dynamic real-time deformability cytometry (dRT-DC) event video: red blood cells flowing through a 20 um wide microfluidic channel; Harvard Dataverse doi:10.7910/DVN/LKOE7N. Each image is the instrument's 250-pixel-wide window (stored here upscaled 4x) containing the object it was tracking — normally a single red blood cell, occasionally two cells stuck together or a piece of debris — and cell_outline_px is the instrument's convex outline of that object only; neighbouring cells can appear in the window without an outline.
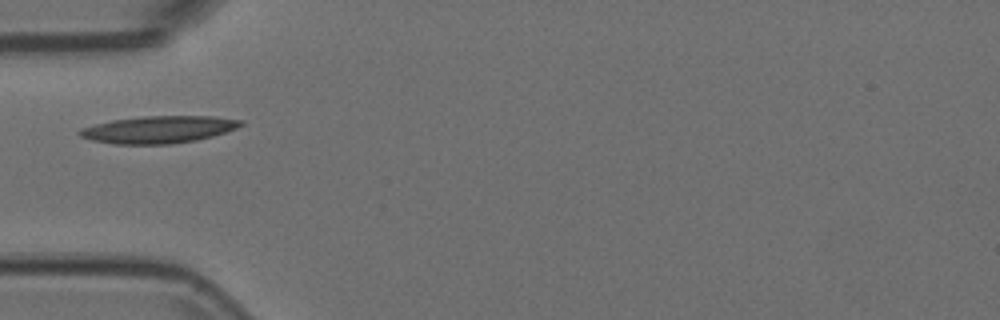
{"species": "Egyptian fruit bat (a non-hibernating species)", "species_latin": "Rousettus aegyptiacus", "temperature_condition": "room temperature", "stored_images_in_passage": 36, "camera_frame_rate_fps": 3000, "um_per_image_px": 0.085, "animal": {"sex": "female"}, "frame": {"image": 1, "passage_image": 1, "time_ms": 0.0, "image_size_px": [1000, 320], "cell_outline_px": [[244, 124], [236, 128], [212, 136], [196, 140], [172, 144], [112, 144], [92, 140], [80, 136], [76, 132], [80, 128], [112, 120], [144, 116], [212, 116], [244, 120]], "centroid_in_image_um": [13.47, 11.01], "position_along_channel_um": 71.5, "area_um2": 25.55}}
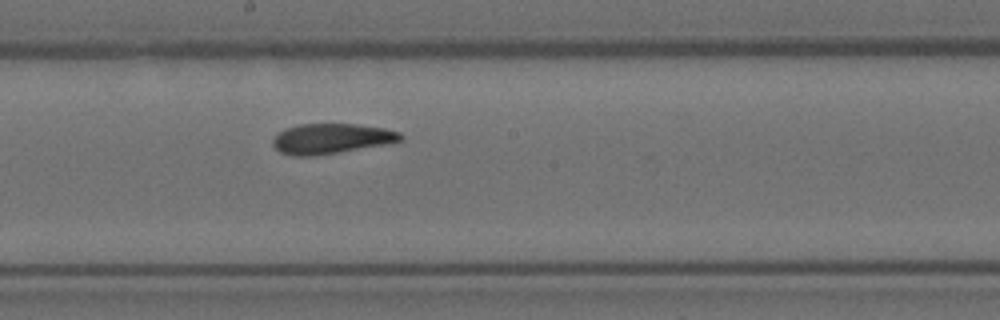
{"frame": {"image": 2, "passage_image": 13, "time_ms": 4.0, "image_size_px": [1000, 320], "cell_outline_px": [[404, 140], [384, 144], [316, 156], [292, 156], [280, 152], [272, 144], [272, 140], [276, 132], [284, 128], [300, 124], [356, 124], [384, 128], [400, 132], [404, 136]], "centroid_in_image_um": [28.12, 11.78], "position_along_channel_um": 220.1, "area_um2": 22.6}}
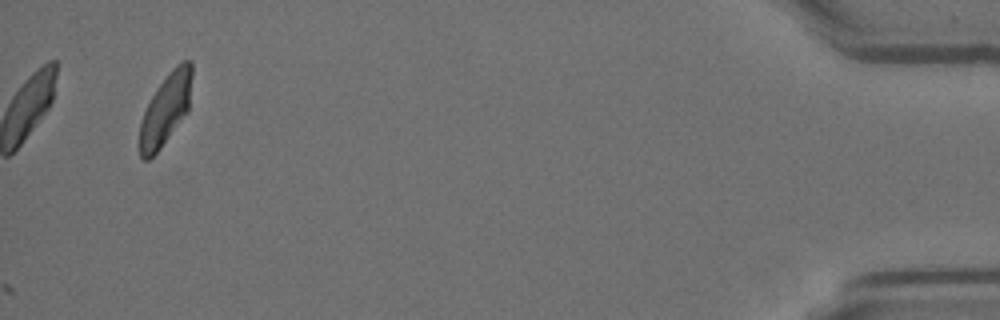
{"frame": {"image": 3, "passage_image": 36, "time_ms": 11.667, "image_size_px": [1000, 320], "cell_outline_px": [[192, 76], [188, 112], [160, 148], [148, 160], [144, 160], [140, 156], [140, 124], [144, 112], [156, 88], [172, 68], [176, 64], [184, 60], [192, 60]], "centroid_in_image_um": [14.1, 9.25], "position_along_channel_um": 421.1, "area_um2": 21.5}}